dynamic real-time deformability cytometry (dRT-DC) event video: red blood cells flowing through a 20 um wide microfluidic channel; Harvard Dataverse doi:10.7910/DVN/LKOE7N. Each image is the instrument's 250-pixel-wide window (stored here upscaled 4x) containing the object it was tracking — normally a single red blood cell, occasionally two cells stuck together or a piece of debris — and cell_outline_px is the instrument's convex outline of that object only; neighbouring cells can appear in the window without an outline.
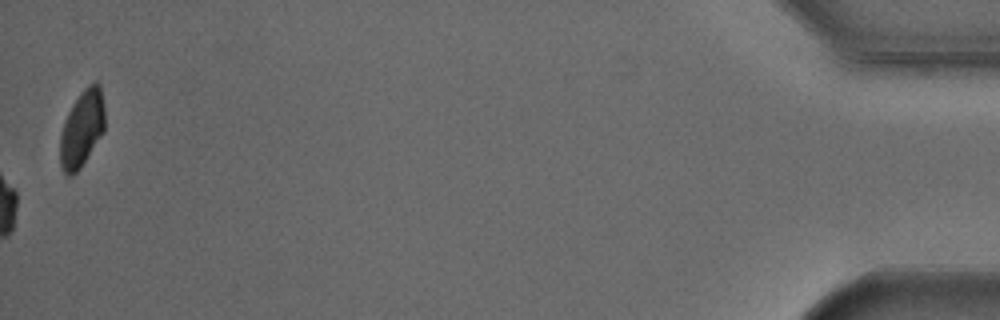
{"species": "Egyptian fruit bat (a non-hibernating species)", "species_latin": "Rousettus aegyptiacus", "temperature_condition": "cold", "stored_images_in_passage": 54, "camera_frame_rate_fps": 3000, "um_per_image_px": 0.085, "animal": {"sex": "male"}, "frame": {"image": 1, "passage_image": 54, "time_ms": 17.667, "image_size_px": [1000, 320], "cell_outline_px": [[104, 132], [80, 168], [72, 176], [68, 176], [64, 172], [60, 164], [60, 136], [68, 112], [72, 104], [80, 92], [88, 84], [96, 80], [100, 84], [104, 104]], "centroid_in_image_um": [6.98, 10.9], "position_along_channel_um": 428.2, "area_um2": 20.06}, "authors_computed_cell_mechanics": {"area_um2": 23.409, "velocity_mm_per_s": 3.8011, "shape_relaxation_time_tau1_ms": 4.8872, "shape_relaxation_time_tau2_ms": null, "deformation_change_tau1": 0.0744, "deformation_change_tau2": null}}